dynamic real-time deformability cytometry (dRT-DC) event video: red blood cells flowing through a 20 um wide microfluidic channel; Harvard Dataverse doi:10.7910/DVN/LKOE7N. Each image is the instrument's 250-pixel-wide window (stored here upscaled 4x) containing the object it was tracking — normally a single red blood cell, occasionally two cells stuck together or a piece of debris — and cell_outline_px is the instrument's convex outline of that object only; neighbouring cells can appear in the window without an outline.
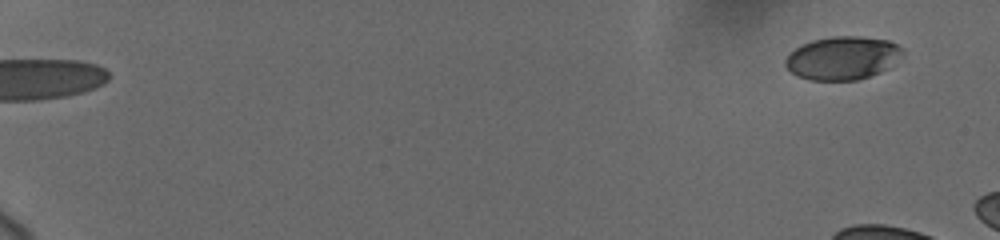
{"species": "human", "species_latin": "Homo sapiens", "temperature_condition": "cold", "stored_images_in_passage": 5, "camera_frame_rate_fps": 3000, "um_per_image_px": 0.085, "donor": {"sex": "female"}, "frame": {"image": 1, "passage_image": 1, "time_ms": 0.0, "image_size_px": [1000, 240], "cell_outline_px": [[904, 52], [888, 68], [880, 72], [856, 80], [808, 80], [796, 76], [784, 64], [784, 60], [788, 52], [812, 40], [832, 36], [860, 36], [888, 40], [904, 48]], "centroid_in_image_um": [71.59, 4.93], "position_along_channel_um": 13.4, "area_um2": 29.59}}